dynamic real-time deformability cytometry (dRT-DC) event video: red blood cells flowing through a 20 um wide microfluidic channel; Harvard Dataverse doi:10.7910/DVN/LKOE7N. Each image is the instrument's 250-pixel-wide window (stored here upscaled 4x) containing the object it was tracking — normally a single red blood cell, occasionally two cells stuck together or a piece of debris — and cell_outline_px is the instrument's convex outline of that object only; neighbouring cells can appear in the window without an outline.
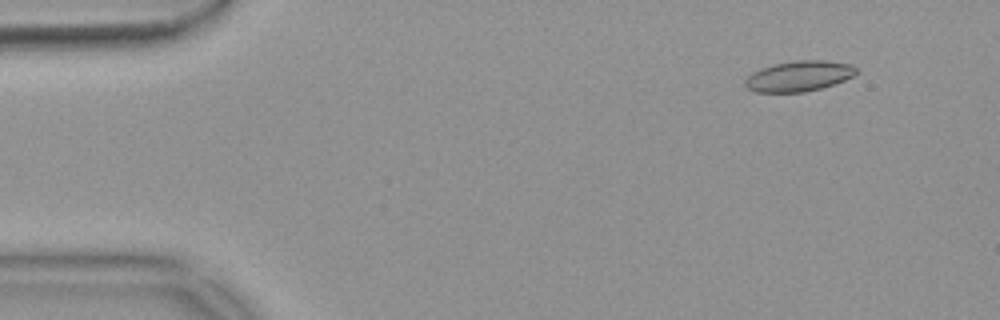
{"species": "common noctule bat (a hibernating species)", "species_latin": "Nyctalus noctula", "temperature_condition": "warm", "stored_images_in_passage": 55, "camera_frame_rate_fps": 3000, "um_per_image_px": 0.085, "animal": {"sex": "female", "body_mass_g": 18.4}, "frame": {"image": 1, "passage_image": 6, "time_ms": 1.667, "image_size_px": [1000, 320], "cell_outline_px": [[860, 72], [844, 80], [820, 88], [804, 92], [756, 92], [748, 88], [744, 84], [744, 80], [752, 72], [760, 68], [772, 64], [796, 60], [824, 60], [852, 64]], "centroid_in_image_um": [67.9, 6.45], "position_along_channel_um": 17.1, "area_um2": 19.83}}
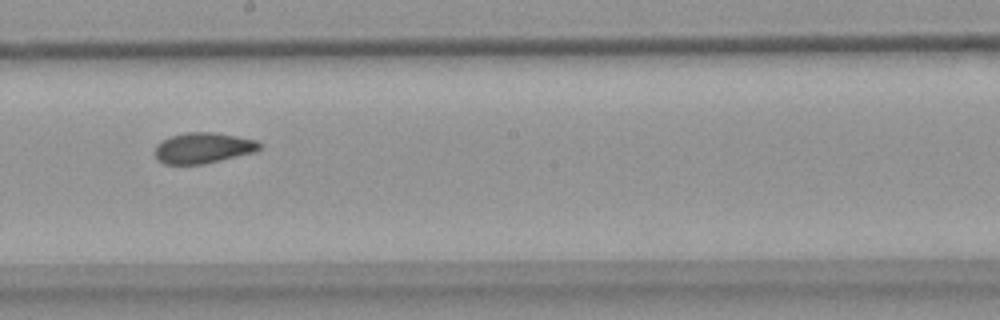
{"frame": {"image": 2, "passage_image": 31, "time_ms": 10.0, "image_size_px": [1000, 320], "cell_outline_px": [[260, 148], [256, 152], [204, 164], [164, 164], [156, 160], [156, 144], [160, 140], [184, 132], [216, 132], [256, 140], [260, 144]], "centroid_in_image_um": [17.25, 12.57], "position_along_channel_um": 231.0, "area_um2": 18.84}}
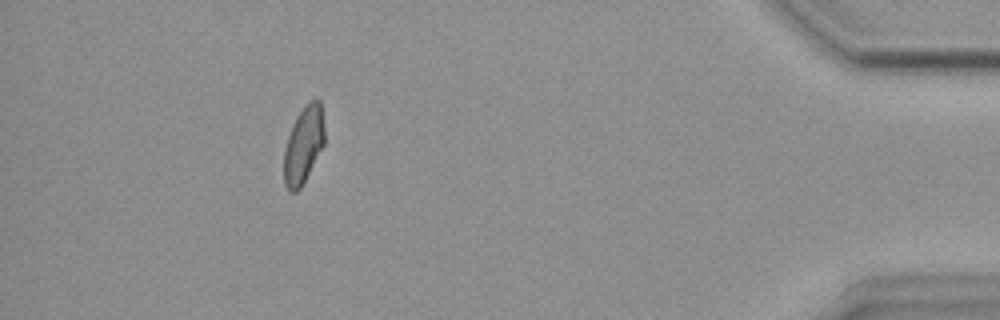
{"frame": {"image": 3, "passage_image": 50, "time_ms": 16.333, "image_size_px": [1000, 320], "cell_outline_px": [[324, 144], [300, 188], [296, 192], [288, 192], [284, 184], [284, 152], [288, 136], [292, 124], [304, 104], [308, 100], [316, 96], [320, 100], [324, 128]], "centroid_in_image_um": [25.79, 12.27], "position_along_channel_um": 409.4, "area_um2": 18.26}, "authors_computed_cell_mechanics": {"area_um2": 19.074, "velocity_mm_per_s": 3.7222, "shape_relaxation_time_tau1_ms": null, "shape_relaxation_time_tau2_ms": 2.3628, "deformation_change_tau1": null, "deformation_change_tau2": 0.0782}}